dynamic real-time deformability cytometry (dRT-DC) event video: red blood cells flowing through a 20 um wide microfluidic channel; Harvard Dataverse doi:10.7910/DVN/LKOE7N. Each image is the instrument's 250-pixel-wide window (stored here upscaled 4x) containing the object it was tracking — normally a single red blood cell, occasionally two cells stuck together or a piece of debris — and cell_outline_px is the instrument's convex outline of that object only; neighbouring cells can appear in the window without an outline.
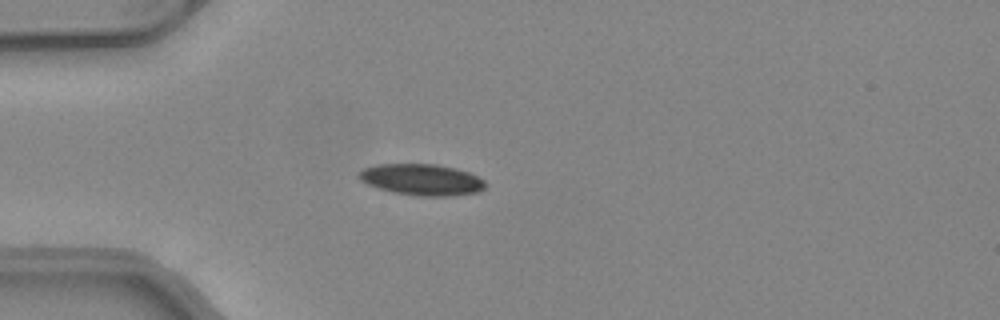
{"species": "common noctule bat (a hibernating species)", "species_latin": "Nyctalus noctula", "temperature_condition": "warm", "stored_images_in_passage": 31, "camera_frame_rate_fps": 3000, "um_per_image_px": 0.085, "animal": {"sex": "female", "body_mass_g": 24.6, "forearm_length_mm": 56.2}, "frame": {"image": 1, "passage_image": 1, "time_ms": 0.0, "image_size_px": [1000, 320], "cell_outline_px": [[484, 188], [476, 192], [448, 196], [420, 196], [396, 192], [380, 188], [368, 184], [360, 180], [356, 176], [364, 168], [376, 164], [436, 164], [468, 172], [484, 180]], "centroid_in_image_um": [35.81, 15.26], "position_along_channel_um": 49.2, "area_um2": 22.66}}
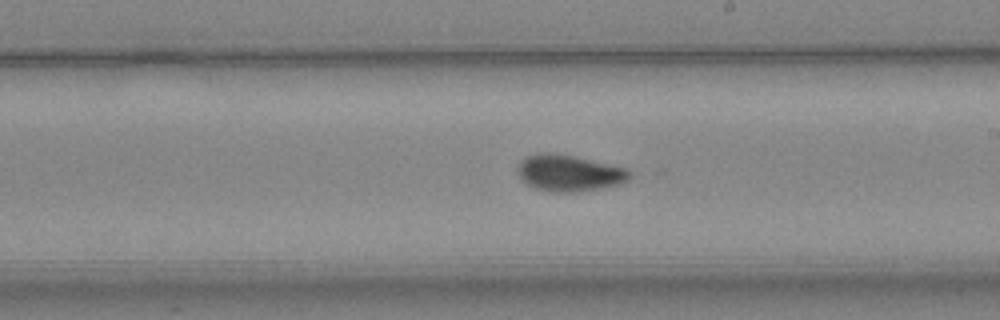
{"frame": {"image": 2, "passage_image": 16, "time_ms": 5.0, "image_size_px": [1000, 320], "cell_outline_px": [[632, 176], [628, 180], [620, 184], [600, 188], [576, 192], [552, 192], [536, 188], [528, 184], [516, 172], [516, 168], [520, 160], [528, 156], [540, 152], [552, 152], [572, 156], [628, 168], [632, 172]], "centroid_in_image_um": [48.38, 14.7], "position_along_channel_um": 240.6, "area_um2": 23.81}}
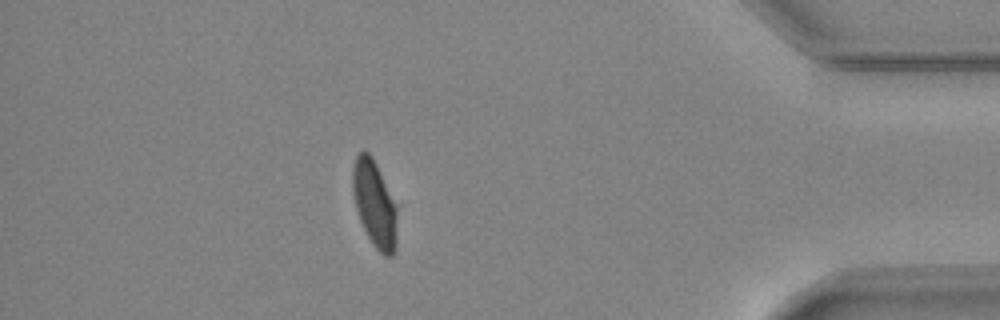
{"frame": {"image": 3, "passage_image": 31, "time_ms": 10.0, "image_size_px": [1000, 320], "cell_outline_px": [[396, 248], [392, 256], [384, 256], [376, 248], [368, 236], [360, 220], [356, 208], [352, 192], [352, 168], [356, 156], [364, 148], [372, 156], [376, 164], [396, 208]], "centroid_in_image_um": [31.8, 17.32], "position_along_channel_um": 403.4, "area_um2": 22.02}, "authors_computed_cell_mechanics": {"area_um2": 22.8888, "velocity_mm_per_s": 4.1315, "shape_relaxation_time_tau1_ms": 5.4739, "shape_relaxation_time_tau2_ms": 1.789, "deformation_change_tau1": 0.1661, "deformation_change_tau2": 0.0518}}